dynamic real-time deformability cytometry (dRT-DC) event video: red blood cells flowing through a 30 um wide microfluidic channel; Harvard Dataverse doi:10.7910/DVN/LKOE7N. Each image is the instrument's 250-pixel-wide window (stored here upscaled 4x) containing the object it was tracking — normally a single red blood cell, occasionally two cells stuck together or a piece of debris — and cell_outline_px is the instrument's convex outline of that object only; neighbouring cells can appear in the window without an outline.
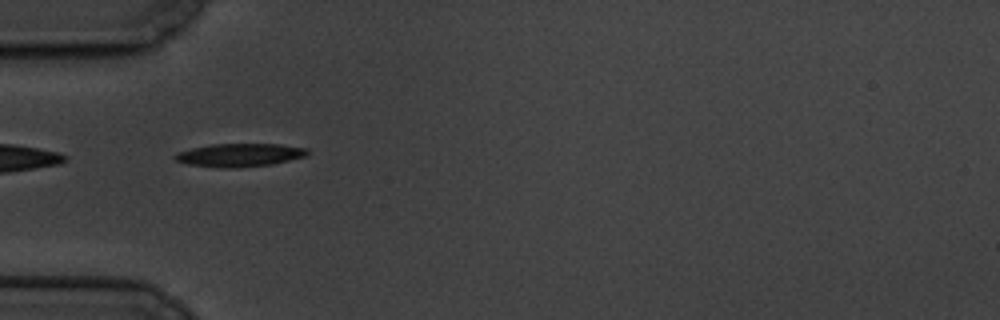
{"species": "common noctule bat (a hibernating species)", "species_latin": "Nyctalus noctula", "temperature_condition": "cold", "stored_images_in_passage": 6, "camera_frame_rate_fps": 3000, "um_per_image_px": 0.085, "animal": {"sex": "male", "body_mass_g": 19.5, "forearm_length_mm": 54.6}, "frame": {"image": 1, "passage_image": 6, "time_ms": 5.667, "image_size_px": [1000, 320], "cell_outline_px": [[308, 152], [304, 156], [272, 164], [188, 164], [176, 160], [172, 156], [176, 152], [192, 148], [212, 144], [280, 144], [308, 148]], "centroid_in_image_um": [20.4, 13.1], "position_along_channel_um": 64.6, "area_um2": 16.42}}